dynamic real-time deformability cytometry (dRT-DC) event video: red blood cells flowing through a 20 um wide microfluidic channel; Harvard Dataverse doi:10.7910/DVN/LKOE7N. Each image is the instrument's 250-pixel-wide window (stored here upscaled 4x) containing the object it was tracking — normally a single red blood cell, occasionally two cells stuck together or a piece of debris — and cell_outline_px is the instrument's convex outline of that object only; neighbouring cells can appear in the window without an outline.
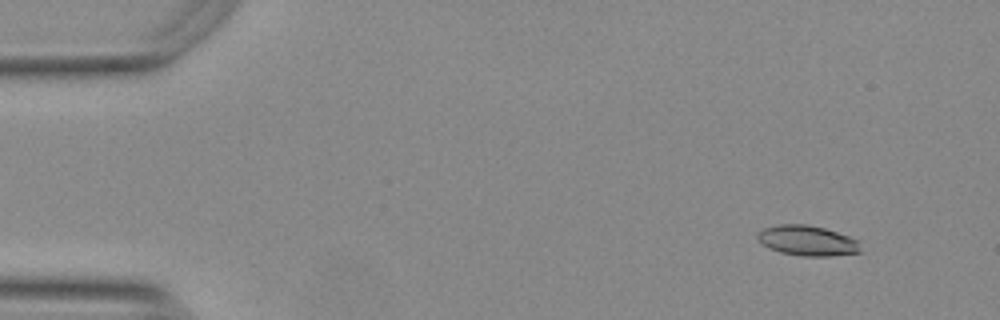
{"species": "Egyptian fruit bat (a non-hibernating species)", "species_latin": "Rousettus aegyptiacus", "temperature_condition": "warm", "stored_images_in_passage": 30, "camera_frame_rate_fps": 3000, "um_per_image_px": 0.085, "animal": {"sex": "female"}, "frame": {"image": 1, "passage_image": 5, "time_ms": 1.333, "image_size_px": [1000, 320], "cell_outline_px": [[860, 252], [832, 256], [800, 256], [780, 252], [768, 248], [756, 236], [756, 232], [764, 228], [776, 224], [808, 224], [824, 228], [860, 240]], "centroid_in_image_um": [68.62, 20.45], "position_along_channel_um": 16.4, "area_um2": 18.26}}
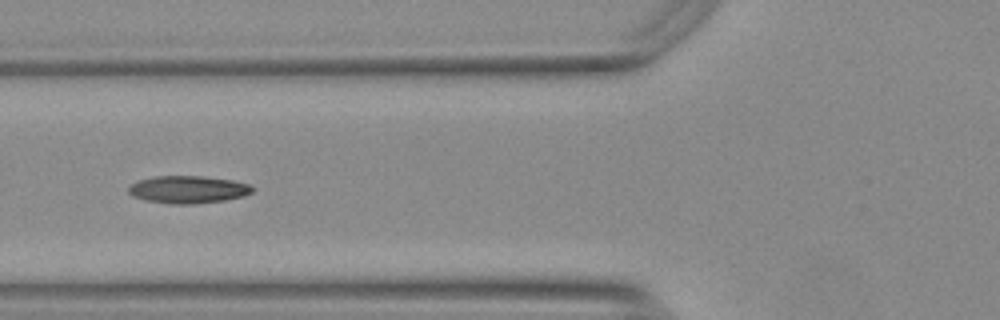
{"frame": {"image": 2, "passage_image": 21, "time_ms": 6.667, "image_size_px": [1000, 320], "cell_outline_px": [[256, 188], [252, 192], [244, 196], [224, 200], [192, 204], [168, 204], [144, 200], [132, 196], [128, 192], [128, 188], [132, 184], [140, 180], [156, 176], [200, 176], [232, 180], [248, 184]], "centroid_in_image_um": [15.98, 16.12], "position_along_channel_um": 109.8, "area_um2": 19.83}}
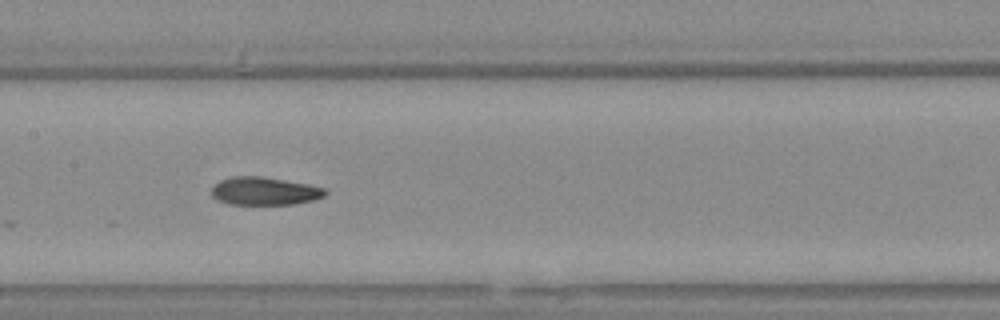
{"frame": {"image": 3, "passage_image": 27, "time_ms": 8.667, "image_size_px": [1000, 320], "cell_outline_px": [[328, 192], [324, 196], [312, 200], [292, 204], [228, 204], [216, 200], [212, 196], [212, 188], [220, 180], [236, 176], [260, 176], [308, 184], [324, 188]], "centroid_in_image_um": [22.47, 16.24], "position_along_channel_um": 184.9, "area_um2": 18.38}}